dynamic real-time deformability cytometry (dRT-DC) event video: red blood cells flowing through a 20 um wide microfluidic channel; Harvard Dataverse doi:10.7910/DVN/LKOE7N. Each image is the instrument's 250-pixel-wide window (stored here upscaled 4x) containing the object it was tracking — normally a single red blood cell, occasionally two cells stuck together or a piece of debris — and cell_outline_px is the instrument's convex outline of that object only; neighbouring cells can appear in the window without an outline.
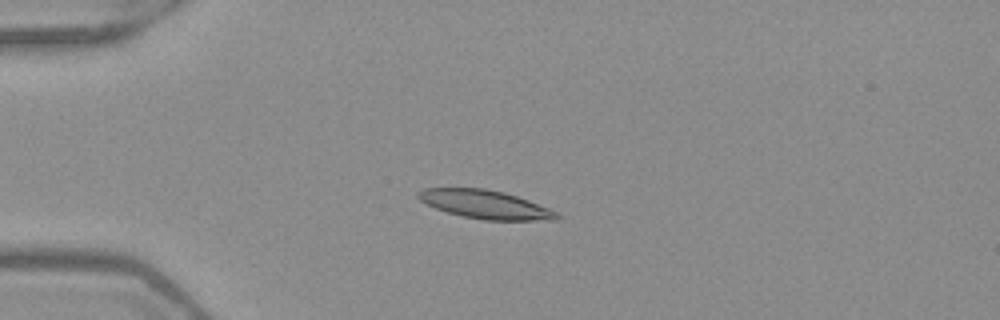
{"species": "Egyptian fruit bat (a non-hibernating species)", "species_latin": "Rousettus aegyptiacus", "temperature_condition": "warm", "stored_images_in_passage": 39, "camera_frame_rate_fps": 3000, "um_per_image_px": 0.085, "frame": {"image": 1, "passage_image": 14, "time_ms": 4.333, "image_size_px": [1000, 320], "cell_outline_px": [[564, 216], [560, 220], [484, 220], [464, 216], [448, 212], [436, 208], [420, 200], [416, 196], [416, 192], [424, 188], [484, 188], [504, 192], [528, 200], [548, 208]], "centroid_in_image_um": [41.28, 17.38], "position_along_channel_um": 43.7, "area_um2": 22.95}}
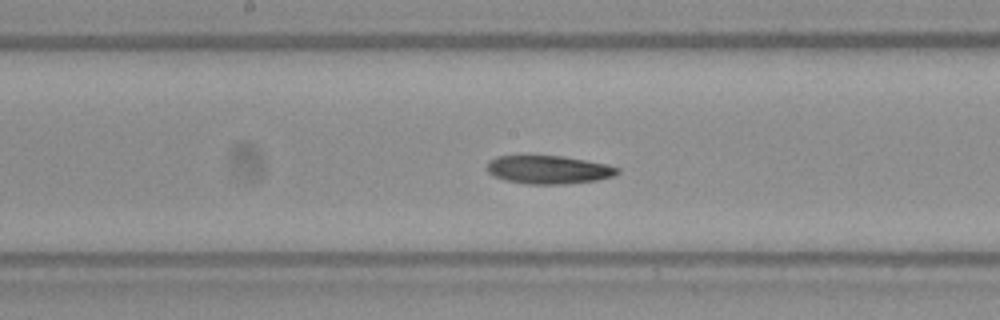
{"frame": {"image": 2, "passage_image": 28, "time_ms": 9.0, "image_size_px": [1000, 320], "cell_outline_px": [[620, 172], [612, 176], [596, 180], [568, 184], [524, 184], [504, 180], [492, 176], [488, 172], [488, 160], [496, 156], [520, 152], [564, 156], [608, 164], [620, 168]], "centroid_in_image_um": [46.54, 14.37], "position_along_channel_um": 201.7, "area_um2": 22.66}}
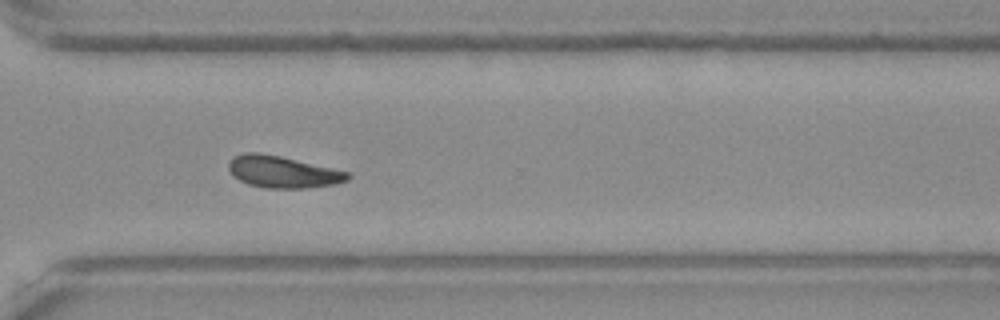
{"frame": {"image": 3, "passage_image": 39, "time_ms": 12.667, "image_size_px": [1000, 320], "cell_outline_px": [[352, 176], [348, 180], [336, 184], [308, 188], [264, 188], [248, 184], [232, 176], [228, 168], [228, 164], [232, 156], [244, 152], [260, 152], [280, 156], [348, 172]], "centroid_in_image_um": [23.99, 14.61], "position_along_channel_um": 346.6, "area_um2": 22.2}}